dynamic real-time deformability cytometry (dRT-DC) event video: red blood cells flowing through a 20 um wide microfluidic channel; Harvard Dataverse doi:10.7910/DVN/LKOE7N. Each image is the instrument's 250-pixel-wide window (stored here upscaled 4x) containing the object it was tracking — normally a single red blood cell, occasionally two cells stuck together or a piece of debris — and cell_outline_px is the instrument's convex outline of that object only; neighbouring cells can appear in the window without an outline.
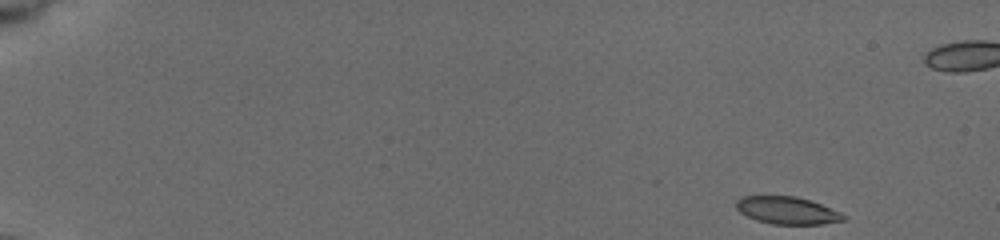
{"species": "common noctule bat (a hibernating species)", "species_latin": "Nyctalus noctula", "temperature_condition": "cold", "stored_images_in_passage": 23, "camera_frame_rate_fps": 3000, "um_per_image_px": 0.085, "animal": {"sex": "female", "body_mass_g": 19.5, "forearm_length_mm": 54.1}, "frame": {"image": 1, "passage_image": 1, "time_ms": 0.0, "image_size_px": [1000, 240], "cell_outline_px": [[848, 216], [844, 220], [820, 224], [772, 224], [756, 220], [740, 212], [736, 208], [736, 200], [744, 196], [796, 196], [820, 204], [840, 212]], "centroid_in_image_um": [66.9, 17.89], "position_along_channel_um": 18.1, "area_um2": 16.99}}
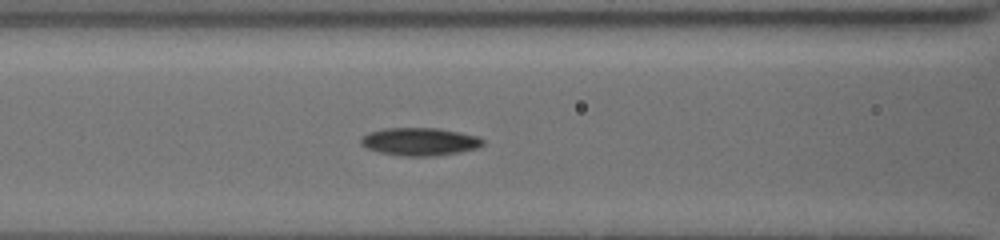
{"frame": {"image": 2, "passage_image": 17, "time_ms": 7.0, "image_size_px": [1000, 240], "cell_outline_px": [[484, 144], [476, 148], [460, 152], [436, 156], [400, 156], [380, 152], [364, 148], [360, 144], [360, 136], [368, 132], [384, 128], [436, 128], [460, 132], [476, 136], [484, 140]], "centroid_in_image_um": [35.62, 12.04], "position_along_channel_um": 131.0, "area_um2": 20.0}}
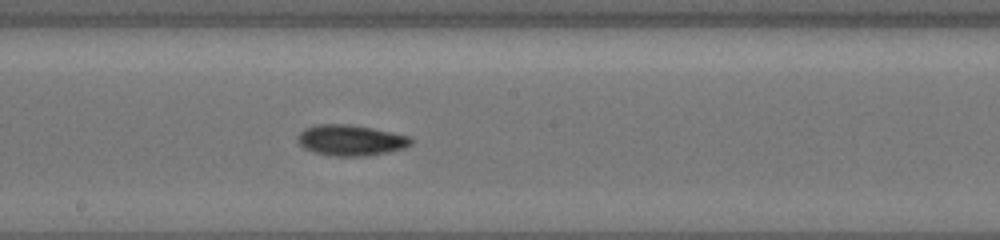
{"frame": {"image": 3, "passage_image": 23, "time_ms": 9.333, "image_size_px": [1000, 240], "cell_outline_px": [[412, 144], [404, 148], [388, 152], [368, 156], [336, 156], [316, 152], [304, 148], [300, 144], [300, 132], [304, 128], [316, 124], [352, 124], [392, 132], [408, 136], [412, 140]], "centroid_in_image_um": [29.85, 11.91], "position_along_channel_um": 218.4, "area_um2": 20.17}}